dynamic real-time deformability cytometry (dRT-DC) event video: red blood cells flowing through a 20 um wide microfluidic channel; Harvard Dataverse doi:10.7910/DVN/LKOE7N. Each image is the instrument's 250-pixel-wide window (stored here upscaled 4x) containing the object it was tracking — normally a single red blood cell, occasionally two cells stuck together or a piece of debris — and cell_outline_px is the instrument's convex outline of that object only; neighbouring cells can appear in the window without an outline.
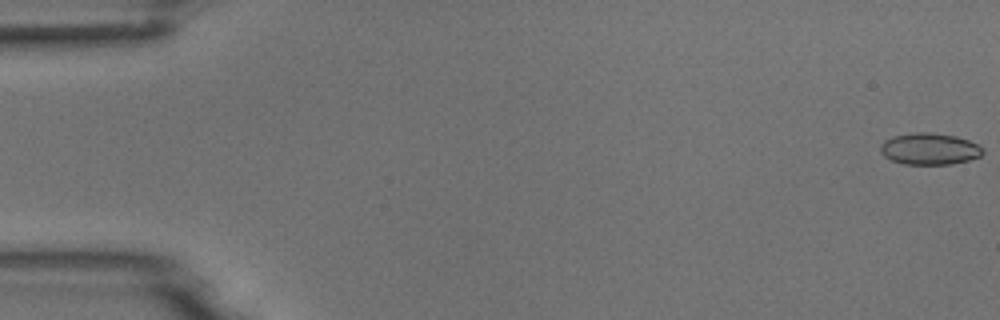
{"species": "common noctule bat (a hibernating species)", "species_latin": "Nyctalus noctula", "temperature_condition": "room temperature", "stored_images_in_passage": 5, "camera_frame_rate_fps": 3000, "um_per_image_px": 0.085, "animal": {"sex": "male", "body_mass_g": 18.8}, "frame": {"image": 1, "passage_image": 1, "time_ms": 0.0, "image_size_px": [1000, 320], "cell_outline_px": [[984, 152], [980, 156], [968, 160], [952, 164], [904, 164], [892, 160], [884, 156], [880, 152], [880, 144], [884, 140], [892, 136], [916, 132], [928, 132], [956, 136], [968, 140], [984, 148]], "centroid_in_image_um": [78.99, 12.65], "position_along_channel_um": 6.0, "area_um2": 18.9}}
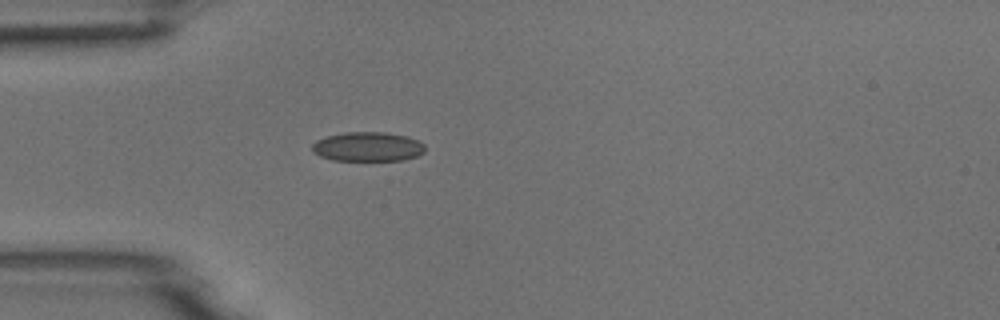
{"frame": {"image": 2, "passage_image": 5, "time_ms": 1.333, "image_size_px": [1000, 320], "cell_outline_px": [[424, 152], [416, 156], [404, 160], [332, 160], [320, 156], [312, 152], [312, 144], [316, 140], [328, 136], [344, 132], [384, 132], [408, 136], [420, 140], [424, 144]], "centroid_in_image_um": [31.27, 12.46], "position_along_channel_um": 53.7, "area_um2": 19.42}}